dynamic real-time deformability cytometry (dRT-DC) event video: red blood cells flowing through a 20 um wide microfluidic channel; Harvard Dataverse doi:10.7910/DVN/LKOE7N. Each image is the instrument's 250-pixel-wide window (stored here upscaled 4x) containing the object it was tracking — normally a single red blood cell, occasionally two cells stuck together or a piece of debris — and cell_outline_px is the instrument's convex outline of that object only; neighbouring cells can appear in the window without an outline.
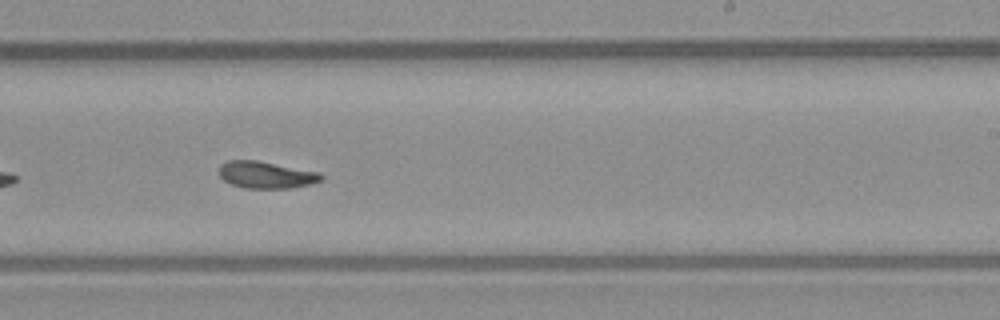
{"species": "common noctule bat (a hibernating species)", "species_latin": "Nyctalus noctula", "temperature_condition": "warm", "stored_images_in_passage": 38, "camera_frame_rate_fps": 3000, "um_per_image_px": 0.085, "animal": {"sex": "male", "body_mass_g": 23.1, "forearm_length_mm": 52.7}, "frame": {"image": 1, "passage_image": 17, "time_ms": 5.333, "image_size_px": [1000, 320], "cell_outline_px": [[324, 180], [312, 184], [288, 188], [244, 188], [232, 184], [224, 180], [220, 176], [220, 164], [228, 160], [256, 160], [320, 172], [324, 176]], "centroid_in_image_um": [22.66, 14.86], "position_along_channel_um": 266.3, "area_um2": 16.07}}